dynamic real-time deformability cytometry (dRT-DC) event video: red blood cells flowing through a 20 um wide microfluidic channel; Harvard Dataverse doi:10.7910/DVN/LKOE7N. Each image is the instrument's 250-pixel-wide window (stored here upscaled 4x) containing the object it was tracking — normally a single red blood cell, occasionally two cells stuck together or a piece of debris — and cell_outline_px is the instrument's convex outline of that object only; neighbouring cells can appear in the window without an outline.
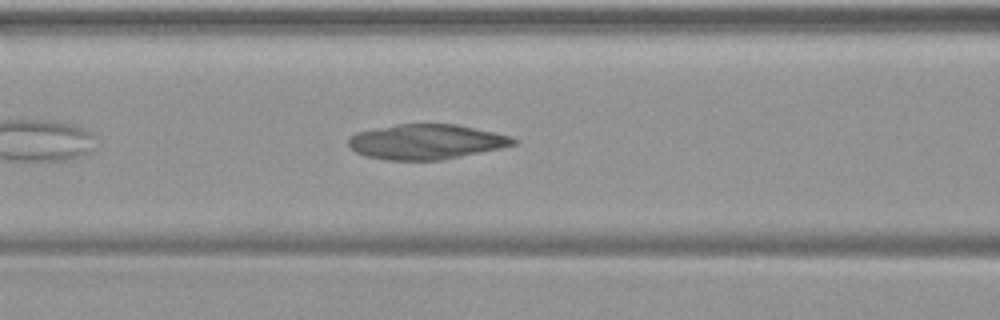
{"species": "common noctule bat (a hibernating species)", "species_latin": "Nyctalus noctula", "temperature_condition": "warm", "stored_images_in_passage": 20, "camera_frame_rate_fps": 3000, "um_per_image_px": 0.085, "animal": {"sex": "female", "body_mass_g": 19.9}, "frame": {"image": 1, "passage_image": 9, "time_ms": 2.667, "image_size_px": [1000, 320], "cell_outline_px": [[520, 140], [516, 144], [500, 148], [440, 160], [384, 160], [364, 156], [356, 152], [348, 144], [348, 140], [356, 132], [396, 124], [456, 124], [512, 136]], "centroid_in_image_um": [36.23, 12.05], "position_along_channel_um": 130.4, "area_um2": 33.58}}
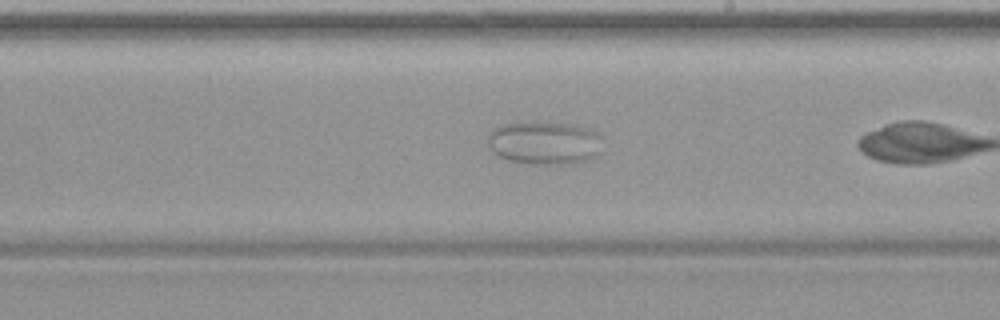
{"frame": {"image": 2, "passage_image": 15, "time_ms": 4.667, "image_size_px": [1000, 320], "cell_outline_px": [[600, 152], [596, 156], [584, 160], [564, 164], [536, 164], [508, 160], [492, 152], [488, 148], [488, 132], [492, 128], [504, 124], [568, 124], [588, 128], [596, 132], [600, 136]], "centroid_in_image_um": [46.24, 12.17], "position_along_channel_um": 242.8, "area_um2": 28.26}}